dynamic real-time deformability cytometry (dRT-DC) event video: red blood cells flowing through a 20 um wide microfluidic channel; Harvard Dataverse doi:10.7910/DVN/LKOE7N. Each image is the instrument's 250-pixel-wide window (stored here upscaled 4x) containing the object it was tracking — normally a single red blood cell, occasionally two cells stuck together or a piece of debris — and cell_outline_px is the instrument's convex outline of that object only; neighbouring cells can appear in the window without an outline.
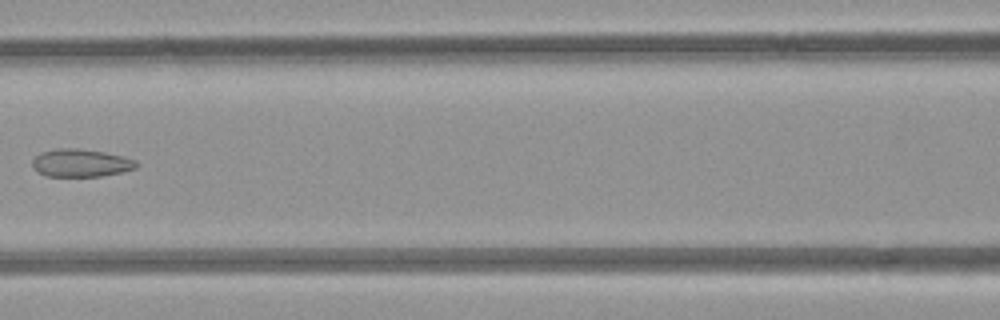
{"species": "common noctule bat (a hibernating species)", "species_latin": "Nyctalus noctula", "temperature_condition": "room temperature", "stored_images_in_passage": 5, "segment_of_instrument_passage": [1, 2], "camera_frame_rate_fps": 3000, "um_per_image_px": 0.085, "animal": {"sex": "female", "body_mass_g": 21.9}, "frame": {"image": 1, "passage_image": 4, "time_ms": 3.333, "image_size_px": [1000, 320], "cell_outline_px": [[136, 168], [120, 172], [100, 176], [44, 176], [32, 168], [32, 160], [36, 156], [44, 152], [56, 148], [76, 148], [104, 152], [136, 160]], "centroid_in_image_um": [6.82, 13.85], "position_along_channel_um": 159.8, "area_um2": 16.65}}